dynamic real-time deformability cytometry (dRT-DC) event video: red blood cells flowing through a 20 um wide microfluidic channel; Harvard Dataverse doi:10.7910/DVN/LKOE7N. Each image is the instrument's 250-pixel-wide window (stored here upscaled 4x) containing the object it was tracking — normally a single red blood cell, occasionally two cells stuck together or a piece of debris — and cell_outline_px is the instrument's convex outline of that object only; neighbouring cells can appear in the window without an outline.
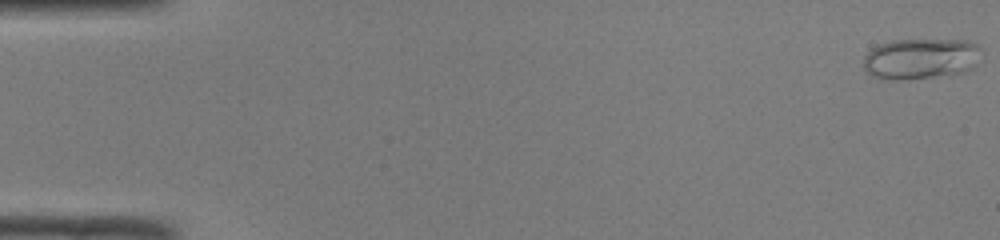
{"species": "common noctule bat (a hibernating species)", "species_latin": "Nyctalus noctula", "temperature_condition": "room temperature", "stored_images_in_passage": 50, "camera_frame_rate_fps": 3000, "um_per_image_px": 0.085, "animal": {"sex": "male", "body_mass_g": 19.0, "forearm_length_mm": 50.8}, "frame": {"image": 1, "passage_image": 1, "time_ms": 0.0, "image_size_px": [1000, 240], "cell_outline_px": [[980, 48], [976, 64], [972, 68], [964, 72], [900, 80], [888, 80], [872, 76], [864, 68], [864, 56], [872, 48], [880, 44], [892, 40], [968, 40], [976, 44]], "centroid_in_image_um": [78.23, 4.98], "position_along_channel_um": 6.8, "area_um2": 27.8}}
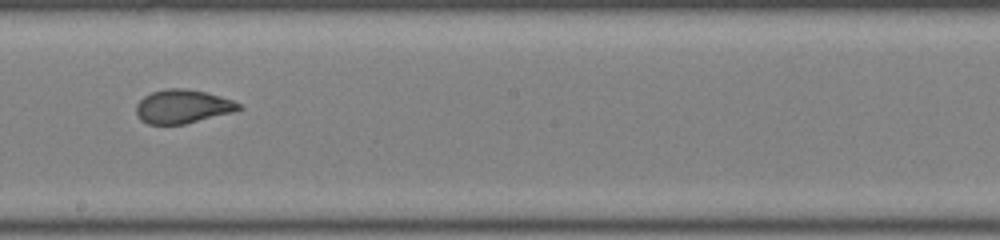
{"frame": {"image": 2, "passage_image": 29, "time_ms": 9.333, "image_size_px": [1000, 240], "cell_outline_px": [[244, 108], [232, 112], [184, 124], [148, 124], [140, 120], [136, 112], [136, 104], [144, 96], [152, 92], [168, 88], [184, 88], [204, 92], [220, 96], [232, 100], [240, 104]], "centroid_in_image_um": [15.5, 9.05], "position_along_channel_um": 232.7, "area_um2": 20.0}}
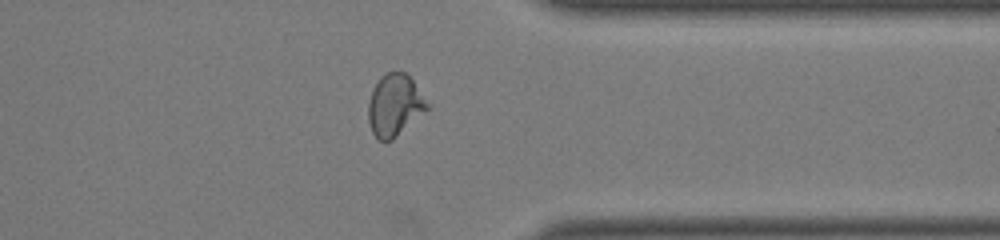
{"frame": {"image": 3, "passage_image": 40, "time_ms": 13.0, "image_size_px": [1000, 240], "cell_outline_px": [[428, 108], [392, 140], [380, 140], [372, 132], [368, 120], [368, 104], [372, 88], [380, 76], [388, 72], [404, 72], [412, 80], [428, 104]], "centroid_in_image_um": [33.5, 8.93], "position_along_channel_um": 377.9, "area_um2": 20.75}, "authors_computed_cell_mechanics": {"area_um2": 22.0796, "velocity_mm_per_s": 4.079, "shape_relaxation_time_tau1_ms": 7.0865, "shape_relaxation_time_tau2_ms": 0.8257, "deformation_change_tau1": 0.1854, "deformation_change_tau2": 0.0465}}